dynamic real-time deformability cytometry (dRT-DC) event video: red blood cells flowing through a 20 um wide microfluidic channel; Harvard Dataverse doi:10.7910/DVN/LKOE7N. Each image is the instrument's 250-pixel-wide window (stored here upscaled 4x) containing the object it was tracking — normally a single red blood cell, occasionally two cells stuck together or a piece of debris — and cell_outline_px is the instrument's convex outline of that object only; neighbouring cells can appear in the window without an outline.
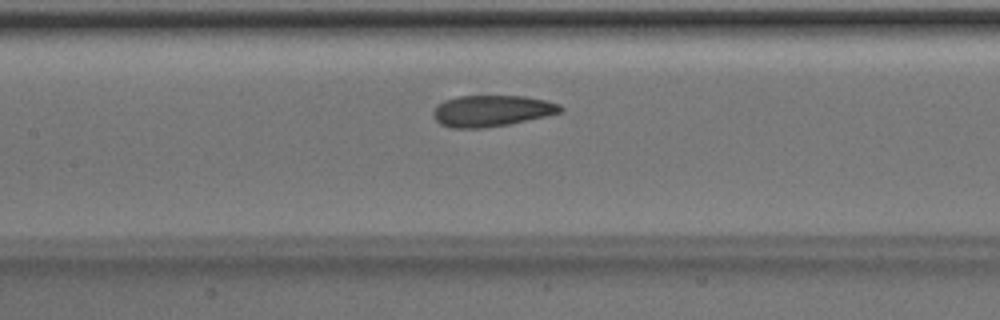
{"species": "Egyptian fruit bat (a non-hibernating species)", "species_latin": "Rousettus aegyptiacus", "temperature_condition": "room temperature", "stored_images_in_passage": 43, "camera_frame_rate_fps": 3000, "um_per_image_px": 0.085, "animal": {"sex": "male"}, "frame": {"image": 1, "passage_image": 16, "time_ms": 5.0, "image_size_px": [1000, 320], "cell_outline_px": [[564, 112], [508, 124], [484, 128], [452, 128], [440, 124], [432, 116], [432, 112], [444, 100], [456, 96], [524, 96], [544, 100], [560, 104], [564, 108]], "centroid_in_image_um": [41.8, 9.42], "position_along_channel_um": 165.6, "area_um2": 23.18}}
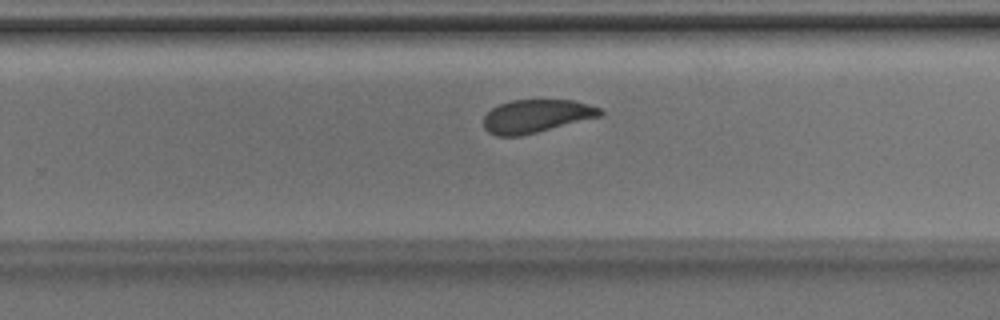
{"frame": {"image": 2, "passage_image": 25, "time_ms": 8.0, "image_size_px": [1000, 320], "cell_outline_px": [[604, 112], [600, 116], [520, 136], [496, 136], [488, 132], [484, 128], [484, 116], [492, 108], [500, 104], [512, 100], [572, 100], [588, 104], [600, 108]], "centroid_in_image_um": [45.55, 9.87], "position_along_channel_um": 284.2, "area_um2": 22.25}}
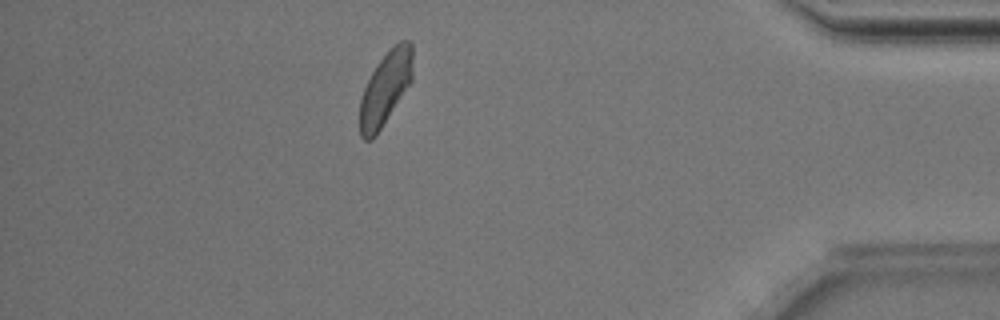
{"frame": {"image": 3, "passage_image": 37, "time_ms": 12.0, "image_size_px": [1000, 320], "cell_outline_px": [[412, 80], [376, 136], [372, 140], [364, 140], [360, 136], [360, 100], [364, 88], [376, 64], [400, 40], [408, 40], [412, 44]], "centroid_in_image_um": [32.75, 7.53], "position_along_channel_um": 402.5, "area_um2": 22.31}, "authors_computed_cell_mechanics": {"area_um2": 23.409, "velocity_mm_per_s": 3.9717, "shape_relaxation_time_tau1_ms": 3.2253, "shape_relaxation_time_tau2_ms": 0.8239, "deformation_change_tau1": 0.1091, "deformation_change_tau2": 0.0486}}